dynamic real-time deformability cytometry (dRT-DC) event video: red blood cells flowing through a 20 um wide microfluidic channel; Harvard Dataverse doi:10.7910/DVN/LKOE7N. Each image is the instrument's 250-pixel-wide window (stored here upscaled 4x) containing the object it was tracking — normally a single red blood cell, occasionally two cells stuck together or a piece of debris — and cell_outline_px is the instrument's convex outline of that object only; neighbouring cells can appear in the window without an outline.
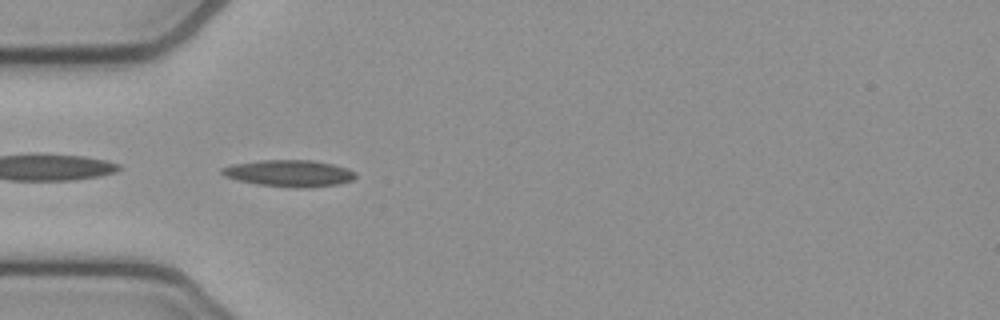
{"species": "common noctule bat (a hibernating species)", "species_latin": "Nyctalus noctula", "temperature_condition": "cold", "stored_images_in_passage": 38, "camera_frame_rate_fps": 3000, "um_per_image_px": 0.085, "animal": {"sex": "female", "body_mass_g": 21.9}, "frame": {"image": 1, "passage_image": 1, "time_ms": 0.0, "image_size_px": [1000, 320], "cell_outline_px": [[356, 176], [352, 180], [340, 184], [260, 184], [236, 180], [224, 176], [220, 172], [220, 168], [232, 164], [260, 160], [312, 160], [332, 164], [348, 168], [356, 172]], "centroid_in_image_um": [24.52, 14.66], "position_along_channel_um": 60.5, "area_um2": 19.59}}
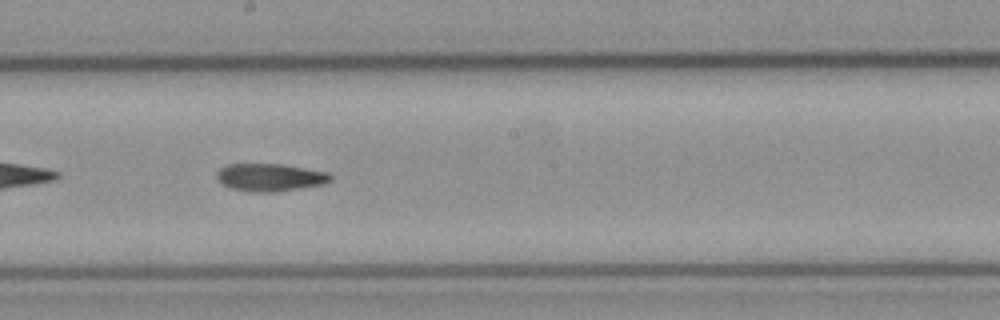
{"frame": {"image": 2, "passage_image": 14, "time_ms": 4.333, "image_size_px": [1000, 320], "cell_outline_px": [[332, 180], [324, 184], [300, 188], [272, 192], [252, 192], [232, 188], [216, 180], [216, 172], [220, 168], [228, 164], [280, 164], [328, 172], [332, 176]], "centroid_in_image_um": [22.94, 15.07], "position_along_channel_um": 225.3, "area_um2": 18.26}}
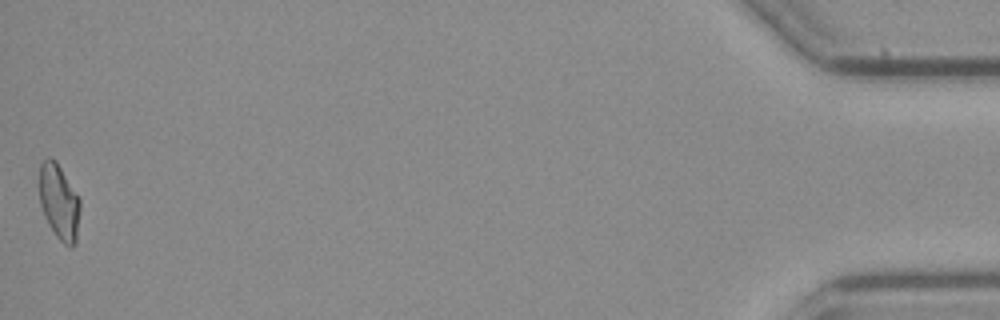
{"frame": {"image": 3, "passage_image": 38, "time_ms": 12.333, "image_size_px": [1000, 320], "cell_outline_px": [[80, 208], [76, 244], [72, 248], [64, 244], [56, 236], [48, 224], [44, 216], [40, 204], [40, 164], [48, 156], [52, 156], [56, 160], [80, 200]], "centroid_in_image_um": [5.02, 17.18], "position_along_channel_um": 430.2, "area_um2": 17.92}, "authors_computed_cell_mechanics": {"area_um2": 18.1781, "velocity_mm_per_s": 3.8328, "shape_relaxation_time_tau1_ms": null, "shape_relaxation_time_tau2_ms": 6.5167, "deformation_change_tau1": null, "deformation_change_tau2": 0.1615}}